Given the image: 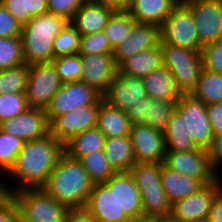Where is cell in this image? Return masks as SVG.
<instances>
[{"mask_svg": "<svg viewBox=\"0 0 222 222\" xmlns=\"http://www.w3.org/2000/svg\"><path fill=\"white\" fill-rule=\"evenodd\" d=\"M161 42V28L152 24L136 23L129 36L113 49V57L118 66L134 54L158 46Z\"/></svg>", "mask_w": 222, "mask_h": 222, "instance_id": "20", "label": "cell"}, {"mask_svg": "<svg viewBox=\"0 0 222 222\" xmlns=\"http://www.w3.org/2000/svg\"><path fill=\"white\" fill-rule=\"evenodd\" d=\"M149 97L160 100H179L181 92L177 89L174 76L168 67L162 66L142 78Z\"/></svg>", "mask_w": 222, "mask_h": 222, "instance_id": "27", "label": "cell"}, {"mask_svg": "<svg viewBox=\"0 0 222 222\" xmlns=\"http://www.w3.org/2000/svg\"><path fill=\"white\" fill-rule=\"evenodd\" d=\"M163 164L171 170L200 180L204 185L215 182L220 172L210 164L204 149L190 152L166 151Z\"/></svg>", "mask_w": 222, "mask_h": 222, "instance_id": "11", "label": "cell"}, {"mask_svg": "<svg viewBox=\"0 0 222 222\" xmlns=\"http://www.w3.org/2000/svg\"><path fill=\"white\" fill-rule=\"evenodd\" d=\"M103 151L108 162L117 173L129 172L135 164L130 135L106 138Z\"/></svg>", "mask_w": 222, "mask_h": 222, "instance_id": "28", "label": "cell"}, {"mask_svg": "<svg viewBox=\"0 0 222 222\" xmlns=\"http://www.w3.org/2000/svg\"><path fill=\"white\" fill-rule=\"evenodd\" d=\"M164 138L166 151L190 152L199 149L189 133L185 132L184 118L177 109L168 120Z\"/></svg>", "mask_w": 222, "mask_h": 222, "instance_id": "31", "label": "cell"}, {"mask_svg": "<svg viewBox=\"0 0 222 222\" xmlns=\"http://www.w3.org/2000/svg\"><path fill=\"white\" fill-rule=\"evenodd\" d=\"M21 33V24L0 3V37H16Z\"/></svg>", "mask_w": 222, "mask_h": 222, "instance_id": "45", "label": "cell"}, {"mask_svg": "<svg viewBox=\"0 0 222 222\" xmlns=\"http://www.w3.org/2000/svg\"><path fill=\"white\" fill-rule=\"evenodd\" d=\"M221 183L222 176L198 192L175 202L171 205V216L180 222H207L216 188Z\"/></svg>", "mask_w": 222, "mask_h": 222, "instance_id": "16", "label": "cell"}, {"mask_svg": "<svg viewBox=\"0 0 222 222\" xmlns=\"http://www.w3.org/2000/svg\"><path fill=\"white\" fill-rule=\"evenodd\" d=\"M104 184L114 190L119 209L131 220L143 216L141 193L130 172H118Z\"/></svg>", "mask_w": 222, "mask_h": 222, "instance_id": "21", "label": "cell"}, {"mask_svg": "<svg viewBox=\"0 0 222 222\" xmlns=\"http://www.w3.org/2000/svg\"><path fill=\"white\" fill-rule=\"evenodd\" d=\"M161 182L168 202H175L198 192L205 185L200 181L169 169L162 163Z\"/></svg>", "mask_w": 222, "mask_h": 222, "instance_id": "25", "label": "cell"}, {"mask_svg": "<svg viewBox=\"0 0 222 222\" xmlns=\"http://www.w3.org/2000/svg\"><path fill=\"white\" fill-rule=\"evenodd\" d=\"M131 222H160V216H140Z\"/></svg>", "mask_w": 222, "mask_h": 222, "instance_id": "53", "label": "cell"}, {"mask_svg": "<svg viewBox=\"0 0 222 222\" xmlns=\"http://www.w3.org/2000/svg\"><path fill=\"white\" fill-rule=\"evenodd\" d=\"M116 11L108 5L97 4L87 0L76 12L70 22L81 36L103 31L109 18Z\"/></svg>", "mask_w": 222, "mask_h": 222, "instance_id": "24", "label": "cell"}, {"mask_svg": "<svg viewBox=\"0 0 222 222\" xmlns=\"http://www.w3.org/2000/svg\"><path fill=\"white\" fill-rule=\"evenodd\" d=\"M87 0H47L48 13L55 14L71 22L77 10Z\"/></svg>", "mask_w": 222, "mask_h": 222, "instance_id": "43", "label": "cell"}, {"mask_svg": "<svg viewBox=\"0 0 222 222\" xmlns=\"http://www.w3.org/2000/svg\"><path fill=\"white\" fill-rule=\"evenodd\" d=\"M0 129L24 142L41 139L50 133L45 110L31 107L15 118L0 123Z\"/></svg>", "mask_w": 222, "mask_h": 222, "instance_id": "18", "label": "cell"}, {"mask_svg": "<svg viewBox=\"0 0 222 222\" xmlns=\"http://www.w3.org/2000/svg\"><path fill=\"white\" fill-rule=\"evenodd\" d=\"M68 23L62 17L46 13L33 17L24 25L21 38L25 63L28 66L51 63L54 59V39Z\"/></svg>", "mask_w": 222, "mask_h": 222, "instance_id": "3", "label": "cell"}, {"mask_svg": "<svg viewBox=\"0 0 222 222\" xmlns=\"http://www.w3.org/2000/svg\"><path fill=\"white\" fill-rule=\"evenodd\" d=\"M106 137L97 127L88 129L83 133L74 136L64 144V153L75 160L101 151L104 148Z\"/></svg>", "mask_w": 222, "mask_h": 222, "instance_id": "29", "label": "cell"}, {"mask_svg": "<svg viewBox=\"0 0 222 222\" xmlns=\"http://www.w3.org/2000/svg\"><path fill=\"white\" fill-rule=\"evenodd\" d=\"M135 163H163L166 154L164 133L149 125H134L130 129Z\"/></svg>", "mask_w": 222, "mask_h": 222, "instance_id": "17", "label": "cell"}, {"mask_svg": "<svg viewBox=\"0 0 222 222\" xmlns=\"http://www.w3.org/2000/svg\"><path fill=\"white\" fill-rule=\"evenodd\" d=\"M97 222H131L132 220L120 210L114 190L104 183L94 184L85 207Z\"/></svg>", "mask_w": 222, "mask_h": 222, "instance_id": "22", "label": "cell"}, {"mask_svg": "<svg viewBox=\"0 0 222 222\" xmlns=\"http://www.w3.org/2000/svg\"><path fill=\"white\" fill-rule=\"evenodd\" d=\"M80 42V33L69 22L54 39V58L78 54L80 50Z\"/></svg>", "mask_w": 222, "mask_h": 222, "instance_id": "38", "label": "cell"}, {"mask_svg": "<svg viewBox=\"0 0 222 222\" xmlns=\"http://www.w3.org/2000/svg\"><path fill=\"white\" fill-rule=\"evenodd\" d=\"M137 22L126 10H116L104 28L103 32L108 38L112 49L120 45L131 33Z\"/></svg>", "mask_w": 222, "mask_h": 222, "instance_id": "33", "label": "cell"}, {"mask_svg": "<svg viewBox=\"0 0 222 222\" xmlns=\"http://www.w3.org/2000/svg\"><path fill=\"white\" fill-rule=\"evenodd\" d=\"M62 85L52 63L30 65L25 90L28 106L45 110Z\"/></svg>", "mask_w": 222, "mask_h": 222, "instance_id": "8", "label": "cell"}, {"mask_svg": "<svg viewBox=\"0 0 222 222\" xmlns=\"http://www.w3.org/2000/svg\"><path fill=\"white\" fill-rule=\"evenodd\" d=\"M205 151L210 164L218 171L222 164V134L214 136Z\"/></svg>", "mask_w": 222, "mask_h": 222, "instance_id": "47", "label": "cell"}, {"mask_svg": "<svg viewBox=\"0 0 222 222\" xmlns=\"http://www.w3.org/2000/svg\"><path fill=\"white\" fill-rule=\"evenodd\" d=\"M17 201L20 217L26 222H64L68 208L42 188L23 189L11 194Z\"/></svg>", "mask_w": 222, "mask_h": 222, "instance_id": "6", "label": "cell"}, {"mask_svg": "<svg viewBox=\"0 0 222 222\" xmlns=\"http://www.w3.org/2000/svg\"><path fill=\"white\" fill-rule=\"evenodd\" d=\"M79 54H113V49L103 31L81 36Z\"/></svg>", "mask_w": 222, "mask_h": 222, "instance_id": "41", "label": "cell"}, {"mask_svg": "<svg viewBox=\"0 0 222 222\" xmlns=\"http://www.w3.org/2000/svg\"><path fill=\"white\" fill-rule=\"evenodd\" d=\"M27 13H30L33 17L48 13L47 0H26Z\"/></svg>", "mask_w": 222, "mask_h": 222, "instance_id": "51", "label": "cell"}, {"mask_svg": "<svg viewBox=\"0 0 222 222\" xmlns=\"http://www.w3.org/2000/svg\"><path fill=\"white\" fill-rule=\"evenodd\" d=\"M0 3L22 27L33 18L30 13H27L26 0H1Z\"/></svg>", "mask_w": 222, "mask_h": 222, "instance_id": "46", "label": "cell"}, {"mask_svg": "<svg viewBox=\"0 0 222 222\" xmlns=\"http://www.w3.org/2000/svg\"><path fill=\"white\" fill-rule=\"evenodd\" d=\"M24 144L20 138L0 129V174L5 176L12 169Z\"/></svg>", "mask_w": 222, "mask_h": 222, "instance_id": "35", "label": "cell"}, {"mask_svg": "<svg viewBox=\"0 0 222 222\" xmlns=\"http://www.w3.org/2000/svg\"><path fill=\"white\" fill-rule=\"evenodd\" d=\"M176 109L184 118L185 132L198 148L205 150L214 137L206 105L191 94H181Z\"/></svg>", "mask_w": 222, "mask_h": 222, "instance_id": "10", "label": "cell"}, {"mask_svg": "<svg viewBox=\"0 0 222 222\" xmlns=\"http://www.w3.org/2000/svg\"><path fill=\"white\" fill-rule=\"evenodd\" d=\"M163 66L161 43L151 49L134 54L118 65V73L143 78Z\"/></svg>", "mask_w": 222, "mask_h": 222, "instance_id": "26", "label": "cell"}, {"mask_svg": "<svg viewBox=\"0 0 222 222\" xmlns=\"http://www.w3.org/2000/svg\"><path fill=\"white\" fill-rule=\"evenodd\" d=\"M192 12L202 48L222 39V0H181Z\"/></svg>", "mask_w": 222, "mask_h": 222, "instance_id": "9", "label": "cell"}, {"mask_svg": "<svg viewBox=\"0 0 222 222\" xmlns=\"http://www.w3.org/2000/svg\"><path fill=\"white\" fill-rule=\"evenodd\" d=\"M207 222H222V183L216 188Z\"/></svg>", "mask_w": 222, "mask_h": 222, "instance_id": "49", "label": "cell"}, {"mask_svg": "<svg viewBox=\"0 0 222 222\" xmlns=\"http://www.w3.org/2000/svg\"><path fill=\"white\" fill-rule=\"evenodd\" d=\"M160 222H180L174 219L171 215L160 217Z\"/></svg>", "mask_w": 222, "mask_h": 222, "instance_id": "54", "label": "cell"}, {"mask_svg": "<svg viewBox=\"0 0 222 222\" xmlns=\"http://www.w3.org/2000/svg\"><path fill=\"white\" fill-rule=\"evenodd\" d=\"M90 2L108 5L116 10L125 9V0H89Z\"/></svg>", "mask_w": 222, "mask_h": 222, "instance_id": "52", "label": "cell"}, {"mask_svg": "<svg viewBox=\"0 0 222 222\" xmlns=\"http://www.w3.org/2000/svg\"><path fill=\"white\" fill-rule=\"evenodd\" d=\"M162 163H135L130 169L142 197L143 216H169L168 202L161 182Z\"/></svg>", "mask_w": 222, "mask_h": 222, "instance_id": "4", "label": "cell"}, {"mask_svg": "<svg viewBox=\"0 0 222 222\" xmlns=\"http://www.w3.org/2000/svg\"><path fill=\"white\" fill-rule=\"evenodd\" d=\"M203 69L222 74V39L201 50Z\"/></svg>", "mask_w": 222, "mask_h": 222, "instance_id": "42", "label": "cell"}, {"mask_svg": "<svg viewBox=\"0 0 222 222\" xmlns=\"http://www.w3.org/2000/svg\"><path fill=\"white\" fill-rule=\"evenodd\" d=\"M83 75L81 81L101 96L116 76L118 66L112 54H80Z\"/></svg>", "mask_w": 222, "mask_h": 222, "instance_id": "19", "label": "cell"}, {"mask_svg": "<svg viewBox=\"0 0 222 222\" xmlns=\"http://www.w3.org/2000/svg\"><path fill=\"white\" fill-rule=\"evenodd\" d=\"M205 105L222 102V74L202 69L196 87L190 93Z\"/></svg>", "mask_w": 222, "mask_h": 222, "instance_id": "32", "label": "cell"}, {"mask_svg": "<svg viewBox=\"0 0 222 222\" xmlns=\"http://www.w3.org/2000/svg\"><path fill=\"white\" fill-rule=\"evenodd\" d=\"M18 222H26V221H24V220L20 217Z\"/></svg>", "mask_w": 222, "mask_h": 222, "instance_id": "56", "label": "cell"}, {"mask_svg": "<svg viewBox=\"0 0 222 222\" xmlns=\"http://www.w3.org/2000/svg\"><path fill=\"white\" fill-rule=\"evenodd\" d=\"M181 0H129L126 10L137 23L162 27Z\"/></svg>", "mask_w": 222, "mask_h": 222, "instance_id": "23", "label": "cell"}, {"mask_svg": "<svg viewBox=\"0 0 222 222\" xmlns=\"http://www.w3.org/2000/svg\"><path fill=\"white\" fill-rule=\"evenodd\" d=\"M178 100H160L149 96L144 97L141 102L126 110L131 126L149 125L155 130L165 132L168 120L176 110Z\"/></svg>", "mask_w": 222, "mask_h": 222, "instance_id": "14", "label": "cell"}, {"mask_svg": "<svg viewBox=\"0 0 222 222\" xmlns=\"http://www.w3.org/2000/svg\"><path fill=\"white\" fill-rule=\"evenodd\" d=\"M160 43L189 50H202L193 14L182 1L173 9L163 23Z\"/></svg>", "mask_w": 222, "mask_h": 222, "instance_id": "7", "label": "cell"}, {"mask_svg": "<svg viewBox=\"0 0 222 222\" xmlns=\"http://www.w3.org/2000/svg\"><path fill=\"white\" fill-rule=\"evenodd\" d=\"M93 184H103L117 172L108 162L104 151H95L79 160Z\"/></svg>", "mask_w": 222, "mask_h": 222, "instance_id": "34", "label": "cell"}, {"mask_svg": "<svg viewBox=\"0 0 222 222\" xmlns=\"http://www.w3.org/2000/svg\"><path fill=\"white\" fill-rule=\"evenodd\" d=\"M64 154V145L50 133L37 140L25 142L17 155L16 163L6 176L19 181L15 189L0 182V192L11 195L23 189L42 188L48 180L56 163Z\"/></svg>", "mask_w": 222, "mask_h": 222, "instance_id": "1", "label": "cell"}, {"mask_svg": "<svg viewBox=\"0 0 222 222\" xmlns=\"http://www.w3.org/2000/svg\"><path fill=\"white\" fill-rule=\"evenodd\" d=\"M128 2H129V0H125V9H126V7L128 5Z\"/></svg>", "mask_w": 222, "mask_h": 222, "instance_id": "55", "label": "cell"}, {"mask_svg": "<svg viewBox=\"0 0 222 222\" xmlns=\"http://www.w3.org/2000/svg\"><path fill=\"white\" fill-rule=\"evenodd\" d=\"M51 63L55 67L63 84L81 81L83 71L79 53L75 55L56 57L51 61Z\"/></svg>", "mask_w": 222, "mask_h": 222, "instance_id": "39", "label": "cell"}, {"mask_svg": "<svg viewBox=\"0 0 222 222\" xmlns=\"http://www.w3.org/2000/svg\"><path fill=\"white\" fill-rule=\"evenodd\" d=\"M29 66L25 63L17 67L0 70V95L25 93Z\"/></svg>", "mask_w": 222, "mask_h": 222, "instance_id": "36", "label": "cell"}, {"mask_svg": "<svg viewBox=\"0 0 222 222\" xmlns=\"http://www.w3.org/2000/svg\"><path fill=\"white\" fill-rule=\"evenodd\" d=\"M64 222H97L93 215L84 208L68 209Z\"/></svg>", "mask_w": 222, "mask_h": 222, "instance_id": "50", "label": "cell"}, {"mask_svg": "<svg viewBox=\"0 0 222 222\" xmlns=\"http://www.w3.org/2000/svg\"><path fill=\"white\" fill-rule=\"evenodd\" d=\"M103 98L100 96L93 104L86 105L58 116L49 126L50 134L63 145L76 135L97 127L98 111Z\"/></svg>", "mask_w": 222, "mask_h": 222, "instance_id": "12", "label": "cell"}, {"mask_svg": "<svg viewBox=\"0 0 222 222\" xmlns=\"http://www.w3.org/2000/svg\"><path fill=\"white\" fill-rule=\"evenodd\" d=\"M101 95L82 81L64 83L45 109L49 125L58 117L93 104Z\"/></svg>", "mask_w": 222, "mask_h": 222, "instance_id": "13", "label": "cell"}, {"mask_svg": "<svg viewBox=\"0 0 222 222\" xmlns=\"http://www.w3.org/2000/svg\"><path fill=\"white\" fill-rule=\"evenodd\" d=\"M29 108L25 93H8L0 95V123L15 118Z\"/></svg>", "mask_w": 222, "mask_h": 222, "instance_id": "40", "label": "cell"}, {"mask_svg": "<svg viewBox=\"0 0 222 222\" xmlns=\"http://www.w3.org/2000/svg\"><path fill=\"white\" fill-rule=\"evenodd\" d=\"M22 64H25V61L21 36L0 37V70L17 67Z\"/></svg>", "mask_w": 222, "mask_h": 222, "instance_id": "37", "label": "cell"}, {"mask_svg": "<svg viewBox=\"0 0 222 222\" xmlns=\"http://www.w3.org/2000/svg\"><path fill=\"white\" fill-rule=\"evenodd\" d=\"M163 66L168 67L174 76L181 94H190L196 87L203 69L201 50H189L169 44H161Z\"/></svg>", "mask_w": 222, "mask_h": 222, "instance_id": "5", "label": "cell"}, {"mask_svg": "<svg viewBox=\"0 0 222 222\" xmlns=\"http://www.w3.org/2000/svg\"><path fill=\"white\" fill-rule=\"evenodd\" d=\"M214 136L222 134V102L206 105Z\"/></svg>", "mask_w": 222, "mask_h": 222, "instance_id": "48", "label": "cell"}, {"mask_svg": "<svg viewBox=\"0 0 222 222\" xmlns=\"http://www.w3.org/2000/svg\"><path fill=\"white\" fill-rule=\"evenodd\" d=\"M97 128L106 138L130 134L131 124L125 111L113 108L103 102L98 111Z\"/></svg>", "mask_w": 222, "mask_h": 222, "instance_id": "30", "label": "cell"}, {"mask_svg": "<svg viewBox=\"0 0 222 222\" xmlns=\"http://www.w3.org/2000/svg\"><path fill=\"white\" fill-rule=\"evenodd\" d=\"M146 96L142 78L117 72L102 98L107 105L126 111Z\"/></svg>", "mask_w": 222, "mask_h": 222, "instance_id": "15", "label": "cell"}, {"mask_svg": "<svg viewBox=\"0 0 222 222\" xmlns=\"http://www.w3.org/2000/svg\"><path fill=\"white\" fill-rule=\"evenodd\" d=\"M93 187L81 162L64 153L42 189L60 204L74 209L86 207Z\"/></svg>", "mask_w": 222, "mask_h": 222, "instance_id": "2", "label": "cell"}, {"mask_svg": "<svg viewBox=\"0 0 222 222\" xmlns=\"http://www.w3.org/2000/svg\"><path fill=\"white\" fill-rule=\"evenodd\" d=\"M19 218L17 201L12 195L0 192V222H18Z\"/></svg>", "mask_w": 222, "mask_h": 222, "instance_id": "44", "label": "cell"}]
</instances>
